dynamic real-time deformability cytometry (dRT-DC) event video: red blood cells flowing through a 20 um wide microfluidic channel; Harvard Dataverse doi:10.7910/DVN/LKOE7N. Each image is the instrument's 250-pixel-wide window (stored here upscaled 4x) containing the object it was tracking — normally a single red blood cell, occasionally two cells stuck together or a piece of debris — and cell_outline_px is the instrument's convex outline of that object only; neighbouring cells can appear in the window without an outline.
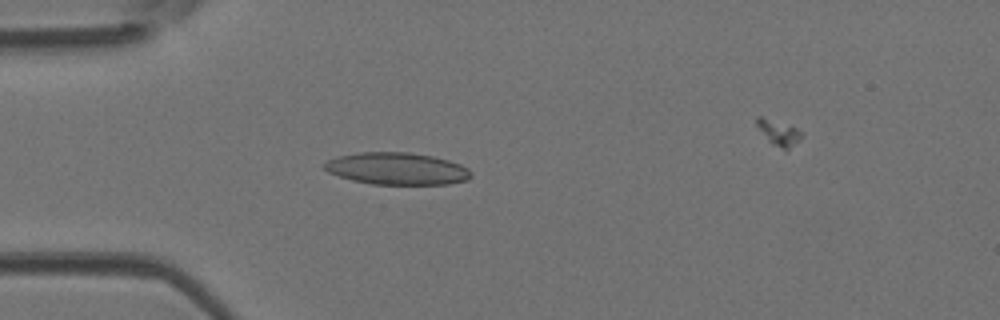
{"species": "Egyptian fruit bat (a non-hibernating species)", "species_latin": "Rousettus aegyptiacus", "temperature_condition": "room temperature", "stored_images_in_passage": 36, "camera_frame_rate_fps": 3000, "um_per_image_px": 0.085, "animal": {"sex": "female"}, "frame": {"image": 1, "passage_image": 4, "time_ms": 1.0, "image_size_px": [1000, 320], "cell_outline_px": [[472, 176], [468, 180], [448, 184], [372, 184], [352, 180], [328, 172], [324, 168], [324, 164], [328, 160], [340, 156], [360, 152], [408, 152], [432, 156], [448, 160], [460, 164], [468, 168], [472, 172]], "centroid_in_image_um": [33.78, 14.34], "position_along_channel_um": 51.2, "area_um2": 27.34}}
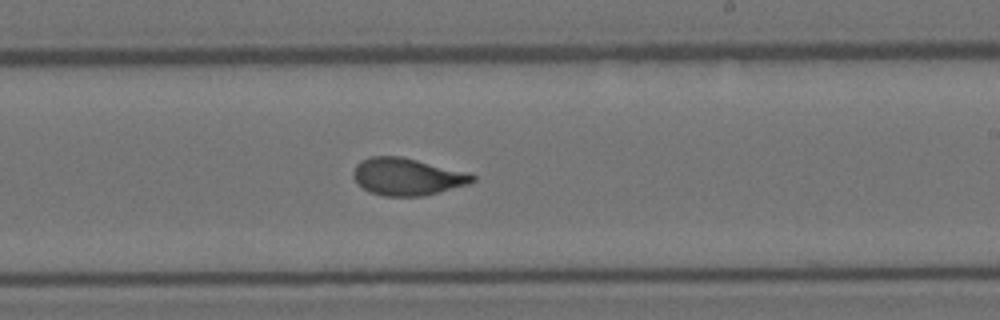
{"frame": {"image": 2, "passage_image": 19, "time_ms": 6.0, "image_size_px": [1000, 320], "cell_outline_px": [[476, 180], [468, 184], [440, 192], [424, 196], [384, 196], [372, 192], [364, 188], [352, 176], [352, 172], [356, 164], [360, 160], [372, 156], [400, 156], [468, 172], [476, 176]], "centroid_in_image_um": [34.62, 15.01], "position_along_channel_um": 254.4, "area_um2": 25.78}}
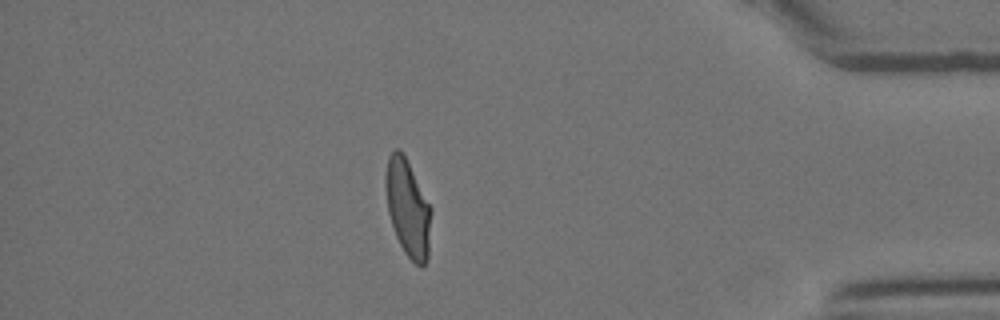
{"frame": {"image": 3, "passage_image": 32, "time_ms": 10.333, "image_size_px": [1000, 320], "cell_outline_px": [[432, 212], [428, 260], [420, 268], [404, 252], [396, 236], [388, 212], [384, 184], [384, 176], [388, 156], [396, 148], [400, 148], [432, 208]], "centroid_in_image_um": [34.66, 17.69], "position_along_channel_um": 400.5, "area_um2": 25.89}}